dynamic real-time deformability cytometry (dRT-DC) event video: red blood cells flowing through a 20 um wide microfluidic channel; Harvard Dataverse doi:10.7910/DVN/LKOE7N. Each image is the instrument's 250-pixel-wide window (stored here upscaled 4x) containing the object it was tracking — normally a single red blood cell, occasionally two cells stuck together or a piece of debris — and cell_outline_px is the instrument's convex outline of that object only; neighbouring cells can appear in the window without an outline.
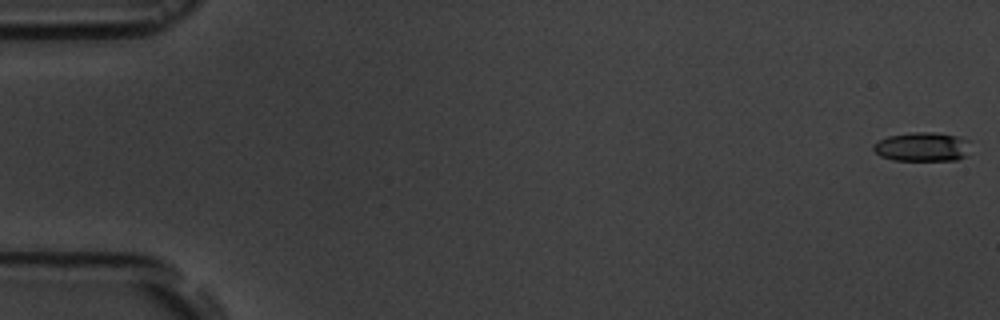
{"species": "common noctule bat (a hibernating species)", "species_latin": "Nyctalus noctula", "temperature_condition": "room temperature", "stored_images_in_passage": 7, "camera_frame_rate_fps": 3000, "um_per_image_px": 0.085, "animal": {"sex": "male", "body_mass_g": 19.5, "forearm_length_mm": 54.6}, "frame": {"image": 1, "passage_image": 1, "time_ms": 0.0, "image_size_px": [1000, 320], "cell_outline_px": [[968, 156], [956, 160], [892, 160], [880, 156], [872, 148], [872, 144], [888, 136], [912, 132], [932, 132], [960, 136], [968, 140]], "centroid_in_image_um": [78.39, 12.48], "position_along_channel_um": 6.6, "area_um2": 16.59}}
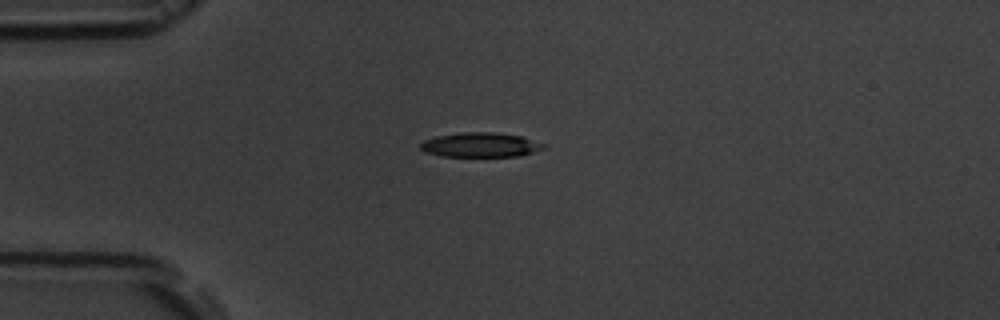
{"frame": {"image": 2, "passage_image": 5, "time_ms": 4.667, "image_size_px": [1000, 320], "cell_outline_px": [[548, 144], [544, 148], [520, 156], [440, 156], [424, 152], [420, 148], [420, 144], [424, 140], [436, 136], [464, 132], [496, 132], [520, 136]], "centroid_in_image_um": [40.84, 12.31], "position_along_channel_um": 44.2, "area_um2": 17.63}}
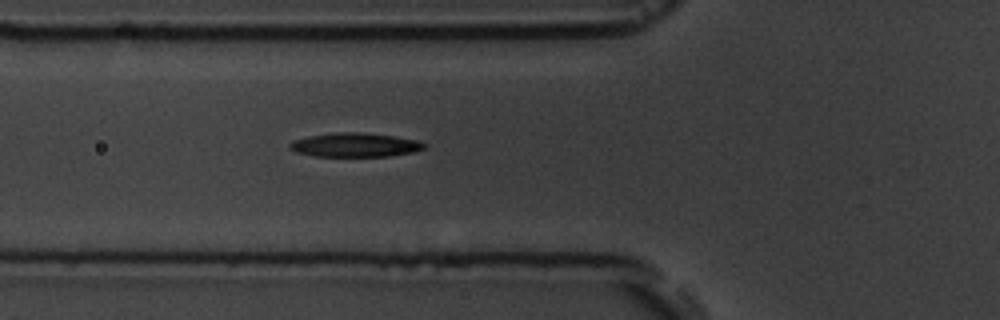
{"frame": {"image": 3, "passage_image": 7, "time_ms": 6.667, "image_size_px": [1000, 320], "cell_outline_px": [[428, 144], [424, 148], [412, 152], [392, 156], [312, 156], [296, 152], [288, 148], [288, 144], [292, 140], [308, 136], [336, 132], [364, 132], [392, 136], [416, 140]], "centroid_in_image_um": [30.13, 12.32], "position_along_channel_um": 95.7, "area_um2": 18.9}}